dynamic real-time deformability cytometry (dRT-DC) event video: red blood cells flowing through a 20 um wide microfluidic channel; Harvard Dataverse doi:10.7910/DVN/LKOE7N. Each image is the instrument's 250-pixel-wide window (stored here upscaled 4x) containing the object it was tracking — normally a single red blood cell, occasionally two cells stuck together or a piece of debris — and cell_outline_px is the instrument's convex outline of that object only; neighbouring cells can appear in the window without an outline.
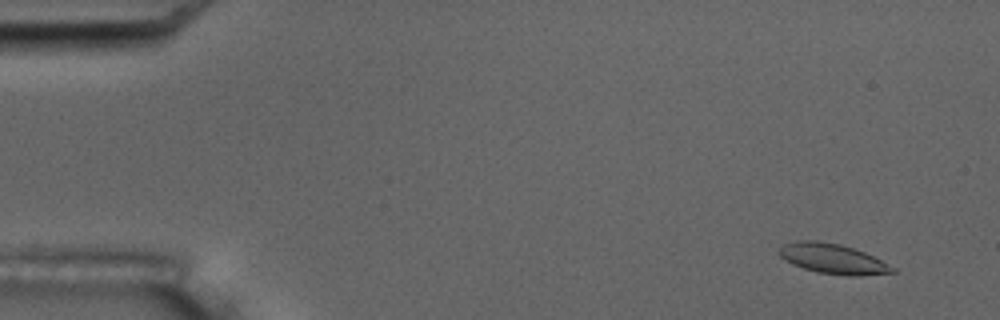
{"species": "common noctule bat (a hibernating species)", "species_latin": "Nyctalus noctula", "temperature_condition": "room temperature", "stored_images_in_passage": 7, "camera_frame_rate_fps": 3000, "um_per_image_px": 0.085, "animal": {"sex": "male", "body_mass_g": 17.5, "forearm_length_mm": 52.3}, "frame": {"image": 1, "passage_image": 2, "time_ms": 1.333, "image_size_px": [1000, 320], "cell_outline_px": [[896, 272], [860, 276], [848, 276], [816, 272], [792, 264], [780, 256], [776, 252], [780, 244], [796, 240], [816, 240], [840, 244], [864, 252], [896, 268]], "centroid_in_image_um": [70.73, 21.98], "position_along_channel_um": 14.3, "area_um2": 20.0}}